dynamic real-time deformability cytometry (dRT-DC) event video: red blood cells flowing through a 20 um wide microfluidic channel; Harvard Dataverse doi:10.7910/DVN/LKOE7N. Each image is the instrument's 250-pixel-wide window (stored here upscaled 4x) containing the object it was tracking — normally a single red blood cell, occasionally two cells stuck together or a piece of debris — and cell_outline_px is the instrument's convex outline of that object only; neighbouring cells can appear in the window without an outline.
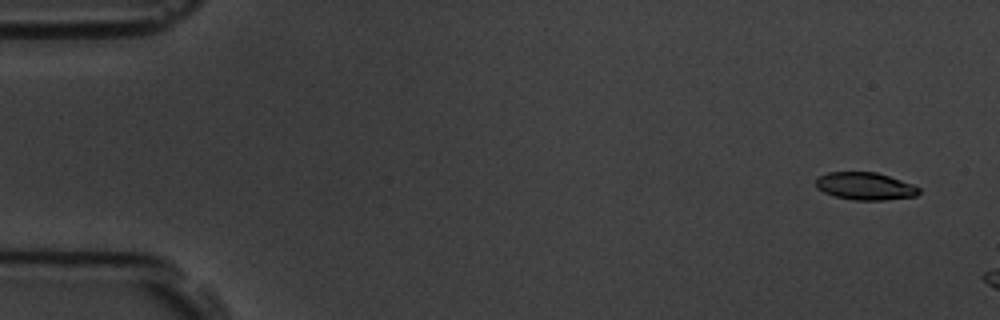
{"species": "common noctule bat (a hibernating species)", "species_latin": "Nyctalus noctula", "temperature_condition": "room temperature", "stored_images_in_passage": 4, "camera_frame_rate_fps": 3000, "um_per_image_px": 0.085, "animal": {"sex": "male", "body_mass_g": 19.5, "forearm_length_mm": 54.6}, "frame": {"image": 1, "passage_image": 1, "time_ms": 0.0, "image_size_px": [1000, 320], "cell_outline_px": [[920, 192], [916, 196], [884, 200], [852, 200], [836, 196], [824, 192], [816, 188], [816, 180], [820, 176], [828, 172], [876, 172], [912, 184], [920, 188]], "centroid_in_image_um": [73.54, 15.83], "position_along_channel_um": 11.5, "area_um2": 16.42}}